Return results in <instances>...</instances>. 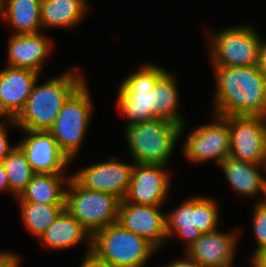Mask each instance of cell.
<instances>
[{
  "label": "cell",
  "mask_w": 266,
  "mask_h": 267,
  "mask_svg": "<svg viewBox=\"0 0 266 267\" xmlns=\"http://www.w3.org/2000/svg\"><path fill=\"white\" fill-rule=\"evenodd\" d=\"M212 69L216 81L214 114L266 117V78L257 65Z\"/></svg>",
  "instance_id": "6da1fadb"
},
{
  "label": "cell",
  "mask_w": 266,
  "mask_h": 267,
  "mask_svg": "<svg viewBox=\"0 0 266 267\" xmlns=\"http://www.w3.org/2000/svg\"><path fill=\"white\" fill-rule=\"evenodd\" d=\"M76 69H68L40 85L38 78L22 111L15 119H6V124L22 130L48 131L64 103L85 82Z\"/></svg>",
  "instance_id": "7a4b0ae2"
},
{
  "label": "cell",
  "mask_w": 266,
  "mask_h": 267,
  "mask_svg": "<svg viewBox=\"0 0 266 267\" xmlns=\"http://www.w3.org/2000/svg\"><path fill=\"white\" fill-rule=\"evenodd\" d=\"M124 128L133 163L167 165L185 124L153 119Z\"/></svg>",
  "instance_id": "3957f363"
},
{
  "label": "cell",
  "mask_w": 266,
  "mask_h": 267,
  "mask_svg": "<svg viewBox=\"0 0 266 267\" xmlns=\"http://www.w3.org/2000/svg\"><path fill=\"white\" fill-rule=\"evenodd\" d=\"M157 249L118 222L92 234L91 251L113 267H144Z\"/></svg>",
  "instance_id": "277c9868"
},
{
  "label": "cell",
  "mask_w": 266,
  "mask_h": 267,
  "mask_svg": "<svg viewBox=\"0 0 266 267\" xmlns=\"http://www.w3.org/2000/svg\"><path fill=\"white\" fill-rule=\"evenodd\" d=\"M167 72L154 63H145L120 83L117 103L122 115L131 126L155 119L153 117V89L157 81Z\"/></svg>",
  "instance_id": "5b68a950"
},
{
  "label": "cell",
  "mask_w": 266,
  "mask_h": 267,
  "mask_svg": "<svg viewBox=\"0 0 266 267\" xmlns=\"http://www.w3.org/2000/svg\"><path fill=\"white\" fill-rule=\"evenodd\" d=\"M86 82L64 103L54 124L48 130L72 162L84 142L93 111L91 94Z\"/></svg>",
  "instance_id": "8992f818"
},
{
  "label": "cell",
  "mask_w": 266,
  "mask_h": 267,
  "mask_svg": "<svg viewBox=\"0 0 266 267\" xmlns=\"http://www.w3.org/2000/svg\"><path fill=\"white\" fill-rule=\"evenodd\" d=\"M66 187L65 209L91 235L118 221L121 200L116 196L102 191L84 189L72 177Z\"/></svg>",
  "instance_id": "52a82bcc"
},
{
  "label": "cell",
  "mask_w": 266,
  "mask_h": 267,
  "mask_svg": "<svg viewBox=\"0 0 266 267\" xmlns=\"http://www.w3.org/2000/svg\"><path fill=\"white\" fill-rule=\"evenodd\" d=\"M210 37V63L212 66L243 67L258 65L261 38L252 26L228 27Z\"/></svg>",
  "instance_id": "ba28073f"
},
{
  "label": "cell",
  "mask_w": 266,
  "mask_h": 267,
  "mask_svg": "<svg viewBox=\"0 0 266 267\" xmlns=\"http://www.w3.org/2000/svg\"><path fill=\"white\" fill-rule=\"evenodd\" d=\"M215 115V116H214ZM213 122L191 130L183 144V156L192 163L215 160L220 163L230 156L228 117L213 114Z\"/></svg>",
  "instance_id": "9c48e42d"
},
{
  "label": "cell",
  "mask_w": 266,
  "mask_h": 267,
  "mask_svg": "<svg viewBox=\"0 0 266 267\" xmlns=\"http://www.w3.org/2000/svg\"><path fill=\"white\" fill-rule=\"evenodd\" d=\"M230 157L266 165V117L229 116Z\"/></svg>",
  "instance_id": "30bf717a"
},
{
  "label": "cell",
  "mask_w": 266,
  "mask_h": 267,
  "mask_svg": "<svg viewBox=\"0 0 266 267\" xmlns=\"http://www.w3.org/2000/svg\"><path fill=\"white\" fill-rule=\"evenodd\" d=\"M133 166L134 163L119 162L111 156L107 162L78 168L71 177L84 189L106 192L122 201L129 189Z\"/></svg>",
  "instance_id": "8fae6325"
},
{
  "label": "cell",
  "mask_w": 266,
  "mask_h": 267,
  "mask_svg": "<svg viewBox=\"0 0 266 267\" xmlns=\"http://www.w3.org/2000/svg\"><path fill=\"white\" fill-rule=\"evenodd\" d=\"M160 207L161 205H137L123 199L119 205L117 222L159 249L168 241L166 214L160 211Z\"/></svg>",
  "instance_id": "7c38bea8"
},
{
  "label": "cell",
  "mask_w": 266,
  "mask_h": 267,
  "mask_svg": "<svg viewBox=\"0 0 266 267\" xmlns=\"http://www.w3.org/2000/svg\"><path fill=\"white\" fill-rule=\"evenodd\" d=\"M26 136L17 144L34 173L63 174L71 160L48 131L23 130Z\"/></svg>",
  "instance_id": "4fadbf2b"
},
{
  "label": "cell",
  "mask_w": 266,
  "mask_h": 267,
  "mask_svg": "<svg viewBox=\"0 0 266 267\" xmlns=\"http://www.w3.org/2000/svg\"><path fill=\"white\" fill-rule=\"evenodd\" d=\"M165 167L167 166L134 163L124 200L137 205H162L170 192L171 182Z\"/></svg>",
  "instance_id": "5bb4252c"
},
{
  "label": "cell",
  "mask_w": 266,
  "mask_h": 267,
  "mask_svg": "<svg viewBox=\"0 0 266 267\" xmlns=\"http://www.w3.org/2000/svg\"><path fill=\"white\" fill-rule=\"evenodd\" d=\"M39 75L11 66L0 71V119H15L19 115Z\"/></svg>",
  "instance_id": "9a60e30c"
},
{
  "label": "cell",
  "mask_w": 266,
  "mask_h": 267,
  "mask_svg": "<svg viewBox=\"0 0 266 267\" xmlns=\"http://www.w3.org/2000/svg\"><path fill=\"white\" fill-rule=\"evenodd\" d=\"M238 233L237 230L202 233L185 253L205 267H233Z\"/></svg>",
  "instance_id": "2e32d148"
},
{
  "label": "cell",
  "mask_w": 266,
  "mask_h": 267,
  "mask_svg": "<svg viewBox=\"0 0 266 267\" xmlns=\"http://www.w3.org/2000/svg\"><path fill=\"white\" fill-rule=\"evenodd\" d=\"M52 41L42 32L12 34L8 41L7 66L32 70L44 75L43 65L52 51ZM45 60V61H44Z\"/></svg>",
  "instance_id": "e0dca14e"
},
{
  "label": "cell",
  "mask_w": 266,
  "mask_h": 267,
  "mask_svg": "<svg viewBox=\"0 0 266 267\" xmlns=\"http://www.w3.org/2000/svg\"><path fill=\"white\" fill-rule=\"evenodd\" d=\"M223 169V173L227 182L237 194L243 196H259L257 203L263 202L266 194V176L260 172V168L266 173V165H258L243 160L228 157L223 160L219 167Z\"/></svg>",
  "instance_id": "ac0fdd59"
},
{
  "label": "cell",
  "mask_w": 266,
  "mask_h": 267,
  "mask_svg": "<svg viewBox=\"0 0 266 267\" xmlns=\"http://www.w3.org/2000/svg\"><path fill=\"white\" fill-rule=\"evenodd\" d=\"M91 233L64 209L50 227L42 234L39 241L49 249L64 250L86 242L87 252L91 251Z\"/></svg>",
  "instance_id": "d6986e66"
},
{
  "label": "cell",
  "mask_w": 266,
  "mask_h": 267,
  "mask_svg": "<svg viewBox=\"0 0 266 267\" xmlns=\"http://www.w3.org/2000/svg\"><path fill=\"white\" fill-rule=\"evenodd\" d=\"M70 178L71 175L35 173L15 199L19 202L65 204V188Z\"/></svg>",
  "instance_id": "ffe728a7"
},
{
  "label": "cell",
  "mask_w": 266,
  "mask_h": 267,
  "mask_svg": "<svg viewBox=\"0 0 266 267\" xmlns=\"http://www.w3.org/2000/svg\"><path fill=\"white\" fill-rule=\"evenodd\" d=\"M42 0H3L2 16L12 26L13 34H35L41 32ZM41 28V29H40Z\"/></svg>",
  "instance_id": "44dd1931"
},
{
  "label": "cell",
  "mask_w": 266,
  "mask_h": 267,
  "mask_svg": "<svg viewBox=\"0 0 266 267\" xmlns=\"http://www.w3.org/2000/svg\"><path fill=\"white\" fill-rule=\"evenodd\" d=\"M89 4L85 0H42V28L75 27L89 12Z\"/></svg>",
  "instance_id": "7402d4cb"
},
{
  "label": "cell",
  "mask_w": 266,
  "mask_h": 267,
  "mask_svg": "<svg viewBox=\"0 0 266 267\" xmlns=\"http://www.w3.org/2000/svg\"><path fill=\"white\" fill-rule=\"evenodd\" d=\"M176 81L169 71L157 81L153 89V117L184 125L185 118L177 112L180 98Z\"/></svg>",
  "instance_id": "603a6c76"
},
{
  "label": "cell",
  "mask_w": 266,
  "mask_h": 267,
  "mask_svg": "<svg viewBox=\"0 0 266 267\" xmlns=\"http://www.w3.org/2000/svg\"><path fill=\"white\" fill-rule=\"evenodd\" d=\"M166 214V234L169 241L170 236L176 235L185 242L187 250L201 235L202 232L194 226L195 224V196L189 197L175 210Z\"/></svg>",
  "instance_id": "cb8c5ba5"
},
{
  "label": "cell",
  "mask_w": 266,
  "mask_h": 267,
  "mask_svg": "<svg viewBox=\"0 0 266 267\" xmlns=\"http://www.w3.org/2000/svg\"><path fill=\"white\" fill-rule=\"evenodd\" d=\"M18 203L24 226L38 239L65 209V204Z\"/></svg>",
  "instance_id": "d4e9b609"
},
{
  "label": "cell",
  "mask_w": 266,
  "mask_h": 267,
  "mask_svg": "<svg viewBox=\"0 0 266 267\" xmlns=\"http://www.w3.org/2000/svg\"><path fill=\"white\" fill-rule=\"evenodd\" d=\"M9 180L10 190L18 197L34 176L23 150L15 145L1 163Z\"/></svg>",
  "instance_id": "484cf974"
},
{
  "label": "cell",
  "mask_w": 266,
  "mask_h": 267,
  "mask_svg": "<svg viewBox=\"0 0 266 267\" xmlns=\"http://www.w3.org/2000/svg\"><path fill=\"white\" fill-rule=\"evenodd\" d=\"M217 202L210 197L195 196V224L202 233L216 231L220 224Z\"/></svg>",
  "instance_id": "4316f807"
},
{
  "label": "cell",
  "mask_w": 266,
  "mask_h": 267,
  "mask_svg": "<svg viewBox=\"0 0 266 267\" xmlns=\"http://www.w3.org/2000/svg\"><path fill=\"white\" fill-rule=\"evenodd\" d=\"M252 214L253 234L258 245L257 248L253 250L254 252L252 253L251 260L266 248V204L264 202L254 204V211Z\"/></svg>",
  "instance_id": "83f0119b"
},
{
  "label": "cell",
  "mask_w": 266,
  "mask_h": 267,
  "mask_svg": "<svg viewBox=\"0 0 266 267\" xmlns=\"http://www.w3.org/2000/svg\"><path fill=\"white\" fill-rule=\"evenodd\" d=\"M6 119H0V163L3 162V159L9 154V152L14 148L15 145L11 146L9 145V138H8V132L6 127H4L6 124L3 123Z\"/></svg>",
  "instance_id": "f1b7e54d"
},
{
  "label": "cell",
  "mask_w": 266,
  "mask_h": 267,
  "mask_svg": "<svg viewBox=\"0 0 266 267\" xmlns=\"http://www.w3.org/2000/svg\"><path fill=\"white\" fill-rule=\"evenodd\" d=\"M80 267H113L110 263L97 257L92 251L85 252Z\"/></svg>",
  "instance_id": "f546056e"
},
{
  "label": "cell",
  "mask_w": 266,
  "mask_h": 267,
  "mask_svg": "<svg viewBox=\"0 0 266 267\" xmlns=\"http://www.w3.org/2000/svg\"><path fill=\"white\" fill-rule=\"evenodd\" d=\"M20 256L11 251L0 252V267H20Z\"/></svg>",
  "instance_id": "4dcf8cb0"
},
{
  "label": "cell",
  "mask_w": 266,
  "mask_h": 267,
  "mask_svg": "<svg viewBox=\"0 0 266 267\" xmlns=\"http://www.w3.org/2000/svg\"><path fill=\"white\" fill-rule=\"evenodd\" d=\"M186 258L173 260L171 263L164 265V267H205L198 261L192 259L187 253Z\"/></svg>",
  "instance_id": "1f68e13d"
},
{
  "label": "cell",
  "mask_w": 266,
  "mask_h": 267,
  "mask_svg": "<svg viewBox=\"0 0 266 267\" xmlns=\"http://www.w3.org/2000/svg\"><path fill=\"white\" fill-rule=\"evenodd\" d=\"M258 68L266 78V41L261 39L258 54Z\"/></svg>",
  "instance_id": "d6a6232c"
},
{
  "label": "cell",
  "mask_w": 266,
  "mask_h": 267,
  "mask_svg": "<svg viewBox=\"0 0 266 267\" xmlns=\"http://www.w3.org/2000/svg\"><path fill=\"white\" fill-rule=\"evenodd\" d=\"M0 191L1 192L7 191L8 193H11V195H13V197H15V198L17 197L10 190L8 176H7L1 163H0Z\"/></svg>",
  "instance_id": "836d02e7"
},
{
  "label": "cell",
  "mask_w": 266,
  "mask_h": 267,
  "mask_svg": "<svg viewBox=\"0 0 266 267\" xmlns=\"http://www.w3.org/2000/svg\"><path fill=\"white\" fill-rule=\"evenodd\" d=\"M252 261L258 266V267H266V248L259 252Z\"/></svg>",
  "instance_id": "e575fe53"
},
{
  "label": "cell",
  "mask_w": 266,
  "mask_h": 267,
  "mask_svg": "<svg viewBox=\"0 0 266 267\" xmlns=\"http://www.w3.org/2000/svg\"><path fill=\"white\" fill-rule=\"evenodd\" d=\"M2 2H3V0H0V18L2 16Z\"/></svg>",
  "instance_id": "d590c367"
},
{
  "label": "cell",
  "mask_w": 266,
  "mask_h": 267,
  "mask_svg": "<svg viewBox=\"0 0 266 267\" xmlns=\"http://www.w3.org/2000/svg\"><path fill=\"white\" fill-rule=\"evenodd\" d=\"M250 264L252 265L251 267H258L252 260Z\"/></svg>",
  "instance_id": "8d00e7d4"
},
{
  "label": "cell",
  "mask_w": 266,
  "mask_h": 267,
  "mask_svg": "<svg viewBox=\"0 0 266 267\" xmlns=\"http://www.w3.org/2000/svg\"><path fill=\"white\" fill-rule=\"evenodd\" d=\"M263 202L266 204V194H265V196H264V200H263Z\"/></svg>",
  "instance_id": "74e56055"
}]
</instances>
